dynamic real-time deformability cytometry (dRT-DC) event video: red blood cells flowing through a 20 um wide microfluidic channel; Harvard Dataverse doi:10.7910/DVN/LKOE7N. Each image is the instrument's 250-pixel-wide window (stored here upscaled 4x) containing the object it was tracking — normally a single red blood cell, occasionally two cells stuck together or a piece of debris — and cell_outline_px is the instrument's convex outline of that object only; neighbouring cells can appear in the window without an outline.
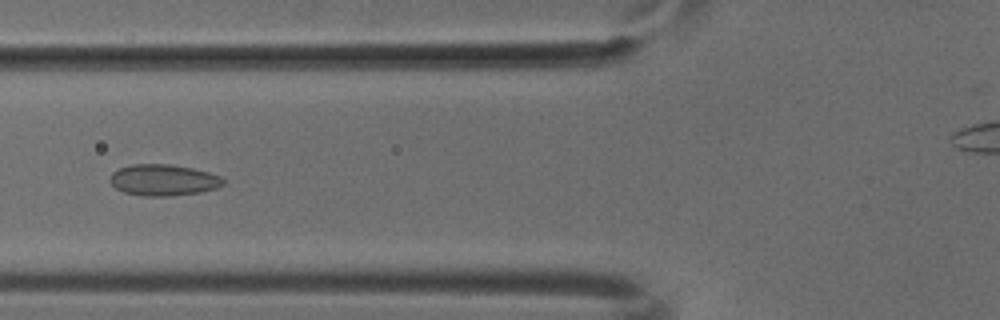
{"species": "common noctule bat (a hibernating species)", "species_latin": "Nyctalus noctula", "temperature_condition": "cold", "stored_images_in_passage": 46, "camera_frame_rate_fps": 3000, "um_per_image_px": 0.085, "animal": {"sex": "male", "body_mass_g": 18.8}, "frame": {"image": 1, "passage_image": 20, "time_ms": 6.333, "image_size_px": [1000, 320], "cell_outline_px": [[224, 184], [216, 188], [200, 192], [172, 196], [140, 196], [124, 192], [116, 188], [112, 184], [112, 172], [120, 168], [132, 164], [172, 164], [192, 168], [208, 172], [220, 176], [224, 180]], "centroid_in_image_um": [13.91, 15.3], "position_along_channel_um": 111.9, "area_um2": 20.58}}
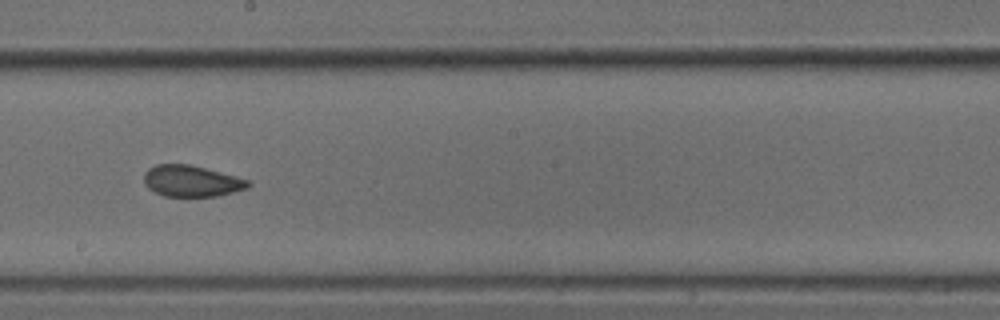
{"frame": {"image": 2, "passage_image": 29, "time_ms": 9.333, "image_size_px": [1000, 320], "cell_outline_px": [[252, 184], [248, 188], [216, 196], [164, 196], [148, 188], [144, 184], [144, 172], [148, 168], [156, 164], [192, 164], [248, 180]], "centroid_in_image_um": [16.25, 15.38], "position_along_channel_um": 232.0, "area_um2": 18.96}}
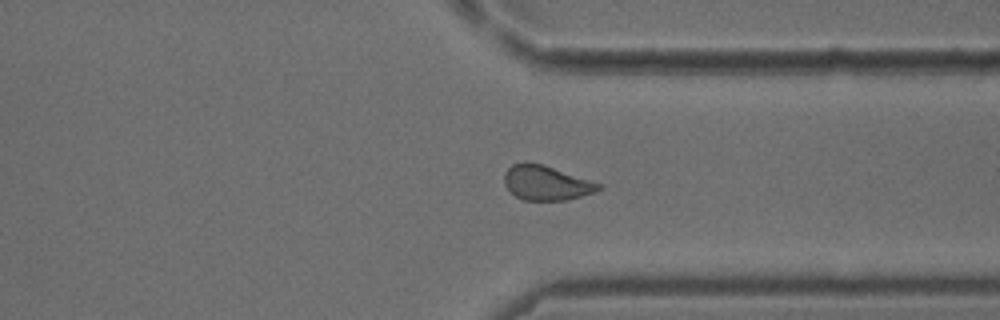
{"frame": {"image": 3, "passage_image": 39, "time_ms": 12.667, "image_size_px": [1000, 320], "cell_outline_px": [[604, 188], [596, 192], [568, 200], [524, 200], [508, 192], [504, 184], [504, 172], [512, 164], [524, 160], [540, 164], [604, 184]], "centroid_in_image_um": [46.43, 15.54], "position_along_channel_um": 365.0, "area_um2": 19.36}}